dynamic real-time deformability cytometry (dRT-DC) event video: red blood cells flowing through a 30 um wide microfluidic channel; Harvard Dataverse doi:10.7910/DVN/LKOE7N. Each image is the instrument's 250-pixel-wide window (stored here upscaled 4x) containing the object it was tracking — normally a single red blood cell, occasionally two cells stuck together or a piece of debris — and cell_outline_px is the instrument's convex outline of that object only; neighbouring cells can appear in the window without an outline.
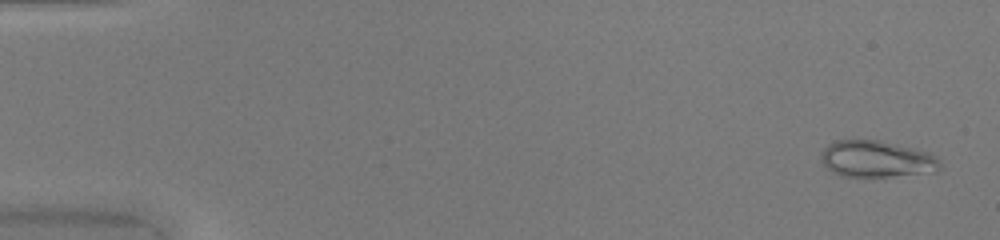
{"species": "common noctule bat (a hibernating species)", "species_latin": "Nyctalus noctula", "temperature_condition": "warm", "stored_images_in_passage": 49, "camera_frame_rate_fps": 3000, "um_per_image_px": 0.085, "animal": {"sex": "female", "body_mass_g": 20.0, "forearm_length_mm": 54.0}, "frame": {"image": 1, "passage_image": 2, "time_ms": 0.333, "image_size_px": [1000, 240], "cell_outline_px": [[940, 168], [932, 172], [888, 176], [840, 176], [828, 168], [820, 160], [820, 152], [828, 144], [836, 140], [880, 140], [932, 152], [940, 160]], "centroid_in_image_um": [74.51, 13.5], "position_along_channel_um": 10.5, "area_um2": 25.43}}
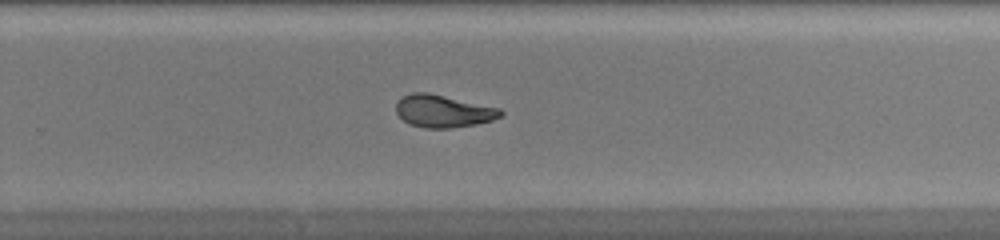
{"frame": {"image": 2, "passage_image": 33, "time_ms": 10.667, "image_size_px": [1000, 240], "cell_outline_px": [[504, 112], [500, 116], [492, 120], [476, 124], [452, 128], [424, 128], [408, 124], [396, 112], [396, 104], [404, 96], [412, 92], [428, 92], [500, 108]], "centroid_in_image_um": [37.67, 9.45], "position_along_channel_um": 292.1, "area_um2": 19.71}}
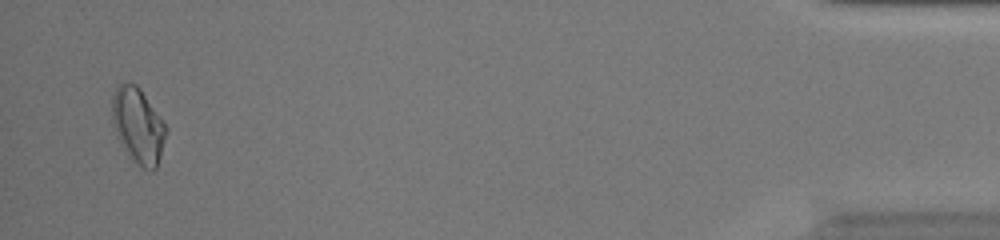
{"frame": {"image": 3, "passage_image": 48, "time_ms": 15.667, "image_size_px": [1000, 240], "cell_outline_px": [[168, 132], [156, 168], [152, 172], [144, 168], [132, 160], [120, 144], [112, 124], [112, 96], [116, 88], [120, 84], [136, 84], [140, 88], [168, 128]], "centroid_in_image_um": [11.74, 10.7], "position_along_channel_um": 423.5, "area_um2": 23.7}, "authors_computed_cell_mechanics": {"area_um2": 21.4438, "velocity_mm_per_s": 4.2008, "shape_relaxation_time_tau1_ms": null, "shape_relaxation_time_tau2_ms": 1.0849, "deformation_change_tau1": null, "deformation_change_tau2": 0.0554}}